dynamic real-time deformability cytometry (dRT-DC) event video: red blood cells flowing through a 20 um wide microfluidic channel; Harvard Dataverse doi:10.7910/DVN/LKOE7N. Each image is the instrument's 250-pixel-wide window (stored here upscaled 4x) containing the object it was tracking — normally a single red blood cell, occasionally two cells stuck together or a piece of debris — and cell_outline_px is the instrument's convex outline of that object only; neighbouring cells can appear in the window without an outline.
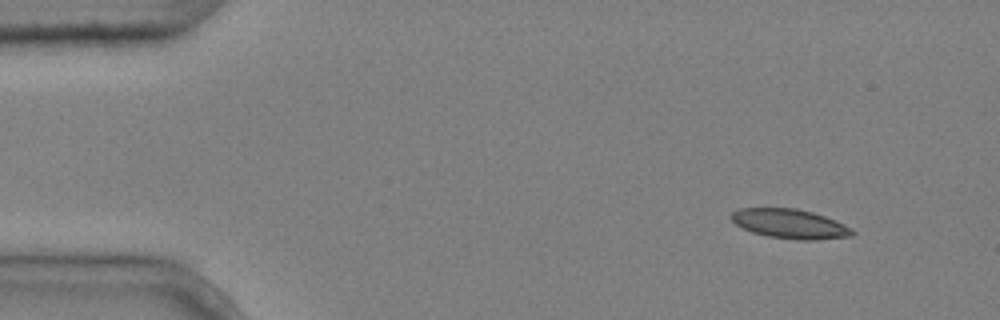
{"species": "common noctule bat (a hibernating species)", "species_latin": "Nyctalus noctula", "temperature_condition": "cold", "stored_images_in_passage": 5, "camera_frame_rate_fps": 3000, "um_per_image_px": 0.085, "animal": {"sex": "male", "body_mass_g": 20.4}, "frame": {"image": 1, "passage_image": 1, "time_ms": 0.0, "image_size_px": [1000, 320], "cell_outline_px": [[856, 232], [852, 236], [816, 240], [796, 240], [768, 236], [752, 232], [736, 224], [728, 216], [732, 212], [740, 208], [796, 208], [812, 212], [824, 216], [844, 224], [852, 228]], "centroid_in_image_um": [67.15, 19.02], "position_along_channel_um": 17.9, "area_um2": 20.81}}